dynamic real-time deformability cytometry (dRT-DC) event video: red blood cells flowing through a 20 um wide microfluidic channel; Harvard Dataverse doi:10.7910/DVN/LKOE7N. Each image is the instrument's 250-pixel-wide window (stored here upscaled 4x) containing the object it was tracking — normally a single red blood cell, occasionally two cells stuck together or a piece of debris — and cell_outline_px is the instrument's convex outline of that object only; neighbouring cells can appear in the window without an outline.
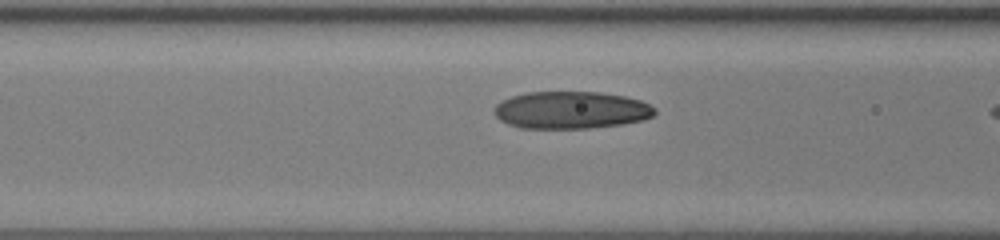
{"species": "human", "species_latin": "Homo sapiens", "temperature_condition": "room temperature", "stored_images_in_passage": 7, "camera_frame_rate_fps": 3000, "um_per_image_px": 0.085, "donor": {"sex": "female"}, "frame": {"image": 1, "passage_image": 5, "time_ms": 1.333, "image_size_px": [1000, 240], "cell_outline_px": [[656, 112], [652, 116], [644, 120], [620, 124], [588, 128], [520, 128], [508, 124], [500, 120], [492, 112], [492, 108], [500, 100], [524, 92], [600, 92], [624, 96], [640, 100], [656, 108]], "centroid_in_image_um": [48.49, 9.35], "position_along_channel_um": 118.1, "area_um2": 35.14}}